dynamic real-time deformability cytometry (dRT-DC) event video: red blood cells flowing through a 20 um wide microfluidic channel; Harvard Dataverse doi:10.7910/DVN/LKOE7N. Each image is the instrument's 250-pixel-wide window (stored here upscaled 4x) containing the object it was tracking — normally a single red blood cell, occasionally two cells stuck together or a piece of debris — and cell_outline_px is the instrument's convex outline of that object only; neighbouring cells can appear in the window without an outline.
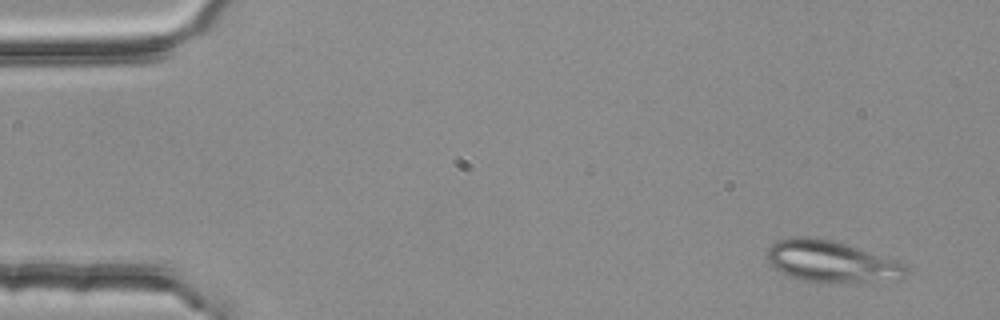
{"species": "common noctule bat (a hibernating species)", "species_latin": "Nyctalus noctula", "temperature_condition": "room temperature", "stored_images_in_passage": 47, "segment_of_instrument_passage": [1, 2], "camera_frame_rate_fps": 3000, "um_per_image_px": 0.085, "animal": {"sex": "female", "body_mass_g": 25.1}, "frame": {"image": 1, "passage_image": 1, "time_ms": 0.0, "image_size_px": [1000, 320], "cell_outline_px": [[908, 272], [900, 280], [820, 284], [800, 280], [788, 276], [780, 272], [768, 264], [764, 256], [768, 248], [776, 240], [796, 236], [816, 236], [832, 240], [908, 264]], "centroid_in_image_um": [70.62, 22.25], "position_along_channel_um": 14.4, "area_um2": 34.62}}